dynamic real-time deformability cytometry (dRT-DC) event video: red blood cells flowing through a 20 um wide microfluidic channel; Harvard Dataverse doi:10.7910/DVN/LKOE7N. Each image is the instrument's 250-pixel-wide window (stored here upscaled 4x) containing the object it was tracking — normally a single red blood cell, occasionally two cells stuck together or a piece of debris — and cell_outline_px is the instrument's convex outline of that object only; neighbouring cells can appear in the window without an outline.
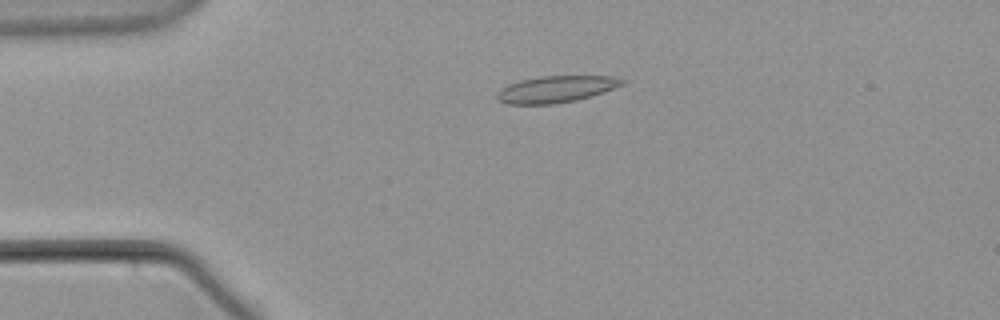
{"species": "common noctule bat (a hibernating species)", "species_latin": "Nyctalus noctula", "temperature_condition": "warm", "stored_images_in_passage": 56, "camera_frame_rate_fps": 3000, "um_per_image_px": 0.085, "animal": {"sex": "male", "body_mass_g": 21.5, "forearm_length_mm": 52.0}, "frame": {"image": 1, "passage_image": 13, "time_ms": 4.0, "image_size_px": [1000, 320], "cell_outline_px": [[624, 84], [592, 96], [576, 100], [552, 104], [508, 104], [496, 100], [496, 92], [508, 84], [520, 80], [540, 76], [612, 76], [624, 80]], "centroid_in_image_um": [47.22, 7.58], "position_along_channel_um": 37.8, "area_um2": 19.42}}
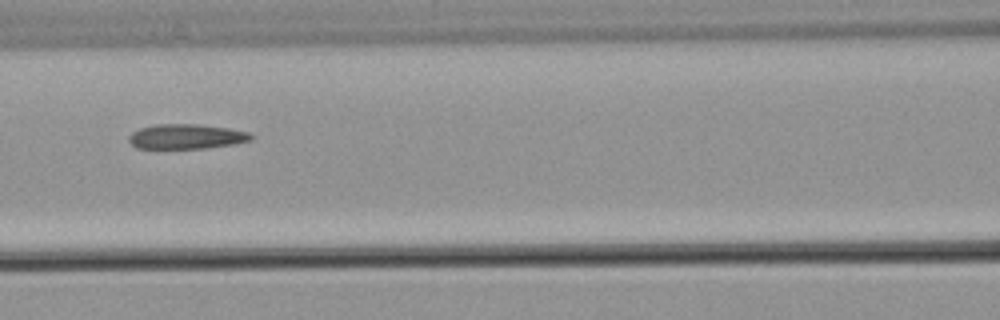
{"frame": {"image": 2, "passage_image": 25, "time_ms": 8.0, "image_size_px": [1000, 320], "cell_outline_px": [[256, 136], [252, 140], [232, 144], [204, 148], [136, 148], [128, 140], [128, 136], [132, 132], [140, 128], [156, 124], [200, 124], [228, 128], [248, 132]], "centroid_in_image_um": [15.85, 11.6], "position_along_channel_um": 150.8, "area_um2": 17.69}}
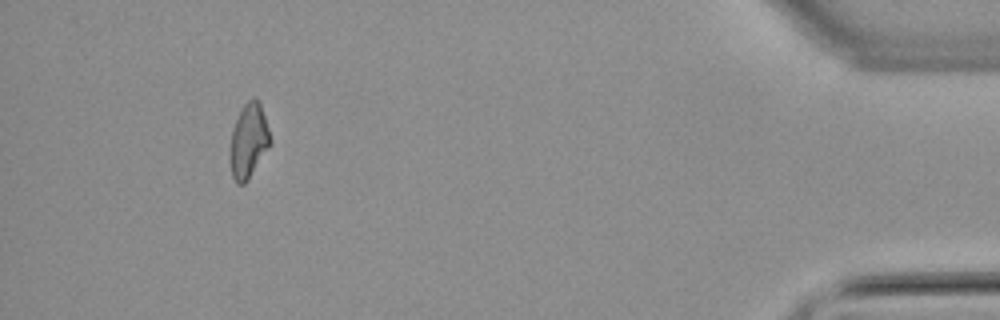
{"frame": {"image": 3, "passage_image": 52, "time_ms": 17.0, "image_size_px": [1000, 320], "cell_outline_px": [[272, 144], [248, 180], [244, 184], [236, 184], [232, 176], [228, 152], [232, 132], [236, 120], [244, 104], [248, 100], [256, 96], [260, 100], [272, 140]], "centroid_in_image_um": [21.14, 11.98], "position_along_channel_um": 414.1, "area_um2": 17.86}}